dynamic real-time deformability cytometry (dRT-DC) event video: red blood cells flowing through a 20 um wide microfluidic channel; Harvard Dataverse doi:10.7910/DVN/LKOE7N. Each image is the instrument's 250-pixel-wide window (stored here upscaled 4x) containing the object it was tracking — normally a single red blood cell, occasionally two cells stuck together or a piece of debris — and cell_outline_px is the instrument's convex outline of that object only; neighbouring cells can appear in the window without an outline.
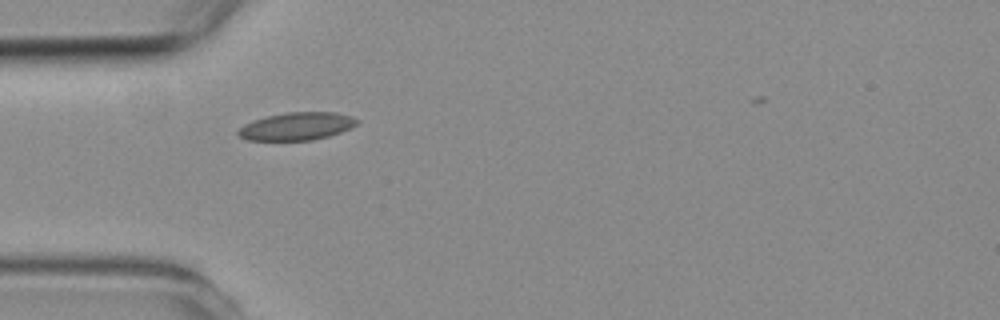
{"species": "common noctule bat (a hibernating species)", "species_latin": "Nyctalus noctula", "temperature_condition": "room temperature", "stored_images_in_passage": 2, "camera_frame_rate_fps": 3000, "um_per_image_px": 0.085, "animal": {"sex": "female", "body_mass_g": 19.3, "forearm_length_mm": 54.1}, "frame": {"image": 1, "passage_image": 1, "time_ms": 0.0, "image_size_px": [1000, 320], "cell_outline_px": [[360, 120], [356, 124], [340, 132], [328, 136], [312, 140], [248, 140], [240, 136], [236, 132], [244, 124], [252, 120], [268, 116], [288, 112], [336, 112], [352, 116]], "centroid_in_image_um": [25.22, 10.72], "position_along_channel_um": 59.8, "area_um2": 19.07}}
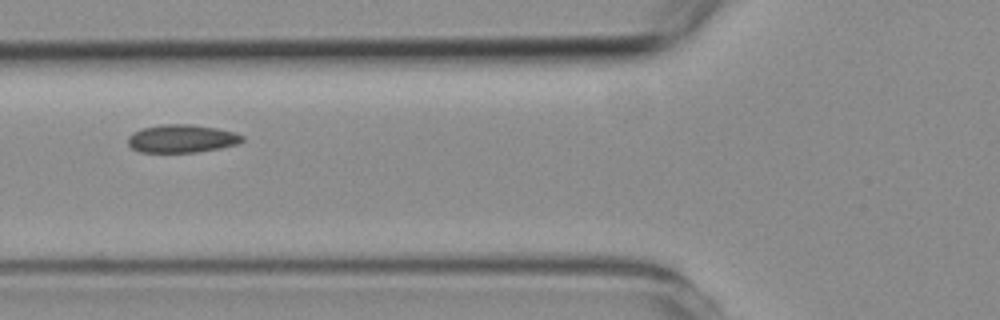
{"frame": {"image": 2, "passage_image": 2, "time_ms": 1.333, "image_size_px": [1000, 320], "cell_outline_px": [[244, 140], [236, 144], [220, 148], [196, 152], [140, 152], [132, 148], [128, 144], [128, 136], [140, 128], [160, 124], [192, 124], [216, 128], [236, 132], [244, 136]], "centroid_in_image_um": [15.44, 11.77], "position_along_channel_um": 110.4, "area_um2": 18.79}}